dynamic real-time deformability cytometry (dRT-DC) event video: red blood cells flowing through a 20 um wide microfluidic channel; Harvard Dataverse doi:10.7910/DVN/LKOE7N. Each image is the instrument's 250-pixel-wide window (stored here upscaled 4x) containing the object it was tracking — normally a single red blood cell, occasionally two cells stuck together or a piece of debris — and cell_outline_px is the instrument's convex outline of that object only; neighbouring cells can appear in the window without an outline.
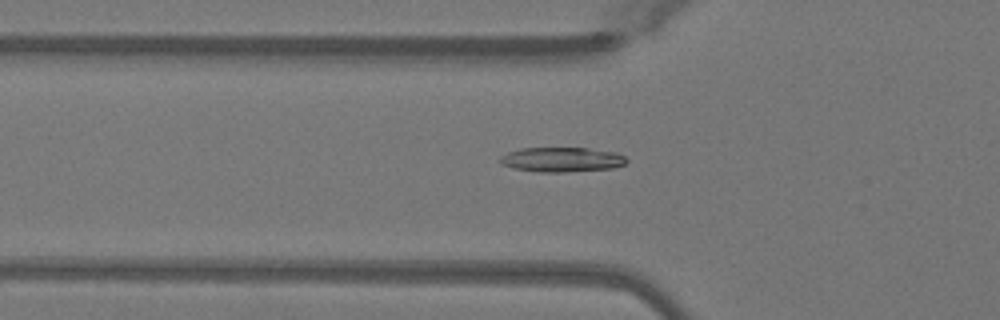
{"species": "Egyptian fruit bat (a non-hibernating species)", "species_latin": "Rousettus aegyptiacus", "temperature_condition": "warm", "stored_images_in_passage": 39, "camera_frame_rate_fps": 3000, "um_per_image_px": 0.085, "animal": {"sex": "female"}, "frame": {"image": 1, "passage_image": 10, "time_ms": 3.0, "image_size_px": [1000, 320], "cell_outline_px": [[628, 160], [624, 164], [612, 168], [564, 172], [540, 172], [512, 168], [500, 164], [500, 156], [508, 152], [520, 148], [588, 148], [616, 152], [624, 156]], "centroid_in_image_um": [47.73, 13.56], "position_along_channel_um": 78.1, "area_um2": 18.21}}
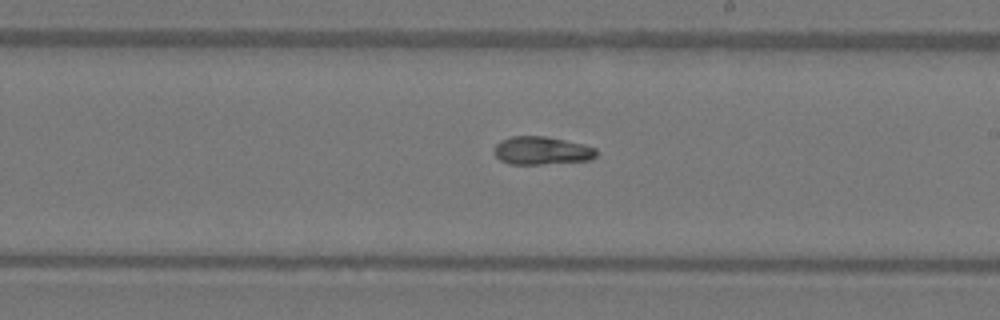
{"frame": {"image": 2, "passage_image": 22, "time_ms": 7.0, "image_size_px": [1000, 320], "cell_outline_px": [[596, 156], [592, 160], [540, 164], [508, 164], [500, 160], [492, 152], [496, 144], [500, 140], [512, 136], [544, 136], [584, 144], [596, 148]], "centroid_in_image_um": [46.02, 12.8], "position_along_channel_um": 243.0, "area_um2": 16.82}}
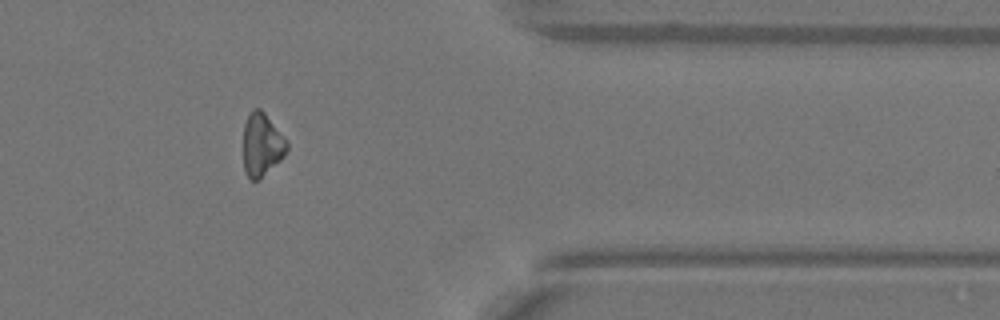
{"frame": {"image": 3, "passage_image": 34, "time_ms": 11.0, "image_size_px": [1000, 320], "cell_outline_px": [[288, 148], [284, 156], [260, 180], [252, 180], [248, 176], [244, 168], [244, 124], [252, 108], [260, 108], [264, 112], [288, 144]], "centroid_in_image_um": [22.24, 12.31], "position_along_channel_um": 389.2, "area_um2": 15.72}}